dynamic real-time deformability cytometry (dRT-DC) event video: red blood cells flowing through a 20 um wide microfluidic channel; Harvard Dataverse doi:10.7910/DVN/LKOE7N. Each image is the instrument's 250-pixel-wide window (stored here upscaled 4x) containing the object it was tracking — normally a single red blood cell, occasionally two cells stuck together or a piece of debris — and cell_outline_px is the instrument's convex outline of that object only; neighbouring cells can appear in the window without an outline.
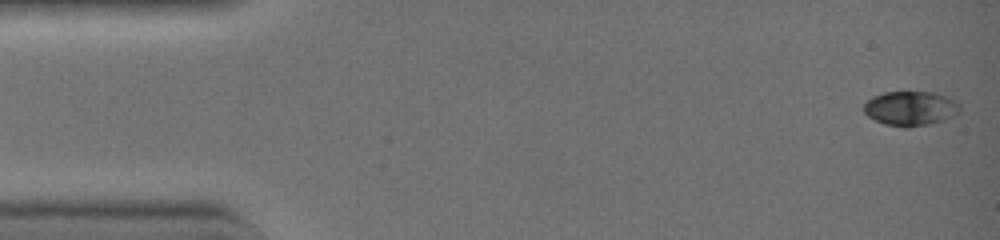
{"species": "common noctule bat (a hibernating species)", "species_latin": "Nyctalus noctula", "temperature_condition": "warm", "stored_images_in_passage": 42, "camera_frame_rate_fps": 3000, "um_per_image_px": 0.085, "animal": {"sex": "female", "body_mass_g": 19.0, "forearm_length_mm": 51.5}, "frame": {"image": 1, "passage_image": 1, "time_ms": 0.0, "image_size_px": [1000, 240], "cell_outline_px": [[960, 108], [952, 116], [940, 120], [924, 124], [904, 128], [884, 124], [868, 116], [864, 112], [864, 104], [872, 96], [884, 92], [928, 92], [944, 96], [952, 100]], "centroid_in_image_um": [77.29, 9.21], "position_along_channel_um": 7.7, "area_um2": 18.67}}
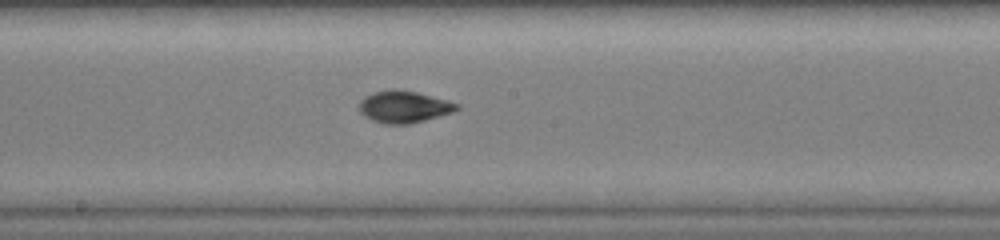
{"frame": {"image": 2, "passage_image": 23, "time_ms": 7.333, "image_size_px": [1000, 240], "cell_outline_px": [[460, 108], [452, 112], [424, 120], [408, 124], [384, 124], [372, 120], [360, 112], [360, 100], [372, 92], [392, 88], [396, 88], [416, 92], [460, 104]], "centroid_in_image_um": [34.31, 9.06], "position_along_channel_um": 213.9, "area_um2": 18.03}}
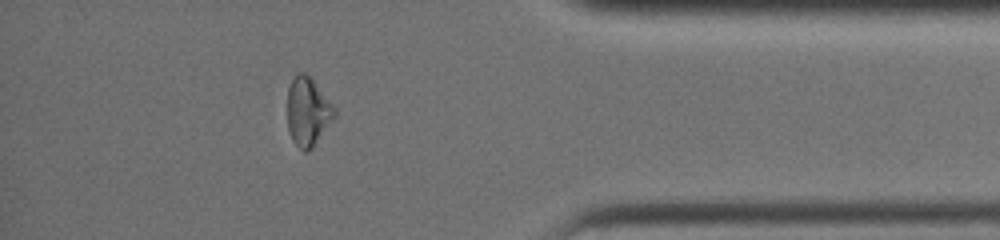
{"frame": {"image": 3, "passage_image": 37, "time_ms": 12.0, "image_size_px": [1000, 240], "cell_outline_px": [[336, 116], [312, 148], [308, 152], [304, 152], [292, 140], [288, 128], [288, 88], [296, 72], [304, 72], [312, 80], [336, 108]], "centroid_in_image_um": [26.17, 9.5], "position_along_channel_um": 409.0, "area_um2": 18.67}, "authors_computed_cell_mechanics": {"area_um2": 17.5134, "velocity_mm_per_s": 4.5473, "shape_relaxation_time_tau1_ms": 7.1304, "shape_relaxation_time_tau2_ms": 1.9904, "deformation_change_tau1": 0.2374, "deformation_change_tau2": 0.0383}}